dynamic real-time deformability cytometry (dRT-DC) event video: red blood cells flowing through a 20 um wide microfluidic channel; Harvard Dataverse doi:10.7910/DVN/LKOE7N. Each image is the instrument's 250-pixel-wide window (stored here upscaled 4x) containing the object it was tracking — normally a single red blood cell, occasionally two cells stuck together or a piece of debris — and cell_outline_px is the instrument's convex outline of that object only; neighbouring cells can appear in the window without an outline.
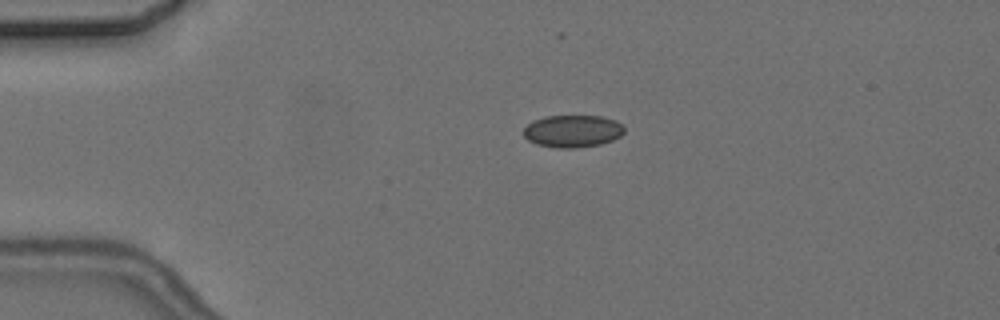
{"species": "common noctule bat (a hibernating species)", "species_latin": "Nyctalus noctula", "temperature_condition": "cold", "stored_images_in_passage": 7, "camera_frame_rate_fps": 3000, "um_per_image_px": 0.085, "animal": {"sex": "female", "body_mass_g": 24.6, "forearm_length_mm": 56.2}, "frame": {"image": 1, "passage_image": 3, "time_ms": 2.333, "image_size_px": [1000, 320], "cell_outline_px": [[624, 132], [620, 136], [612, 140], [600, 144], [576, 148], [552, 148], [536, 144], [528, 140], [524, 136], [524, 128], [532, 120], [544, 116], [604, 116], [616, 120], [624, 128]], "centroid_in_image_um": [48.65, 11.15], "position_along_channel_um": 36.3, "area_um2": 19.13}}
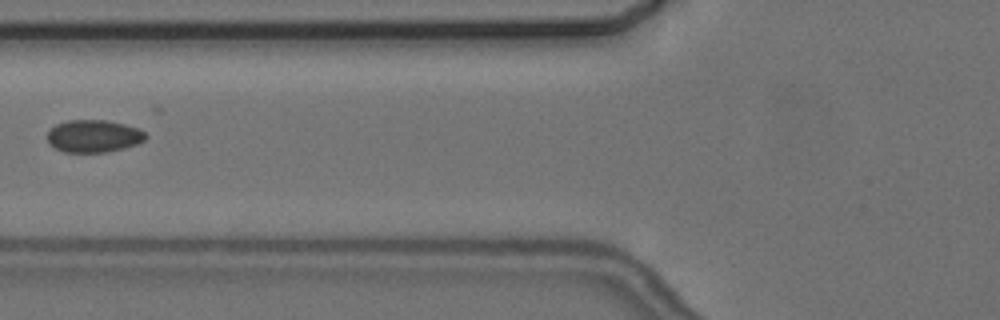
{"frame": {"image": 2, "passage_image": 6, "time_ms": 5.667, "image_size_px": [1000, 320], "cell_outline_px": [[148, 136], [144, 140], [136, 144], [124, 148], [104, 152], [64, 152], [48, 144], [48, 132], [56, 124], [68, 120], [108, 120], [124, 124], [136, 128], [144, 132]], "centroid_in_image_um": [7.95, 11.56], "position_along_channel_um": 117.9, "area_um2": 18.5}}